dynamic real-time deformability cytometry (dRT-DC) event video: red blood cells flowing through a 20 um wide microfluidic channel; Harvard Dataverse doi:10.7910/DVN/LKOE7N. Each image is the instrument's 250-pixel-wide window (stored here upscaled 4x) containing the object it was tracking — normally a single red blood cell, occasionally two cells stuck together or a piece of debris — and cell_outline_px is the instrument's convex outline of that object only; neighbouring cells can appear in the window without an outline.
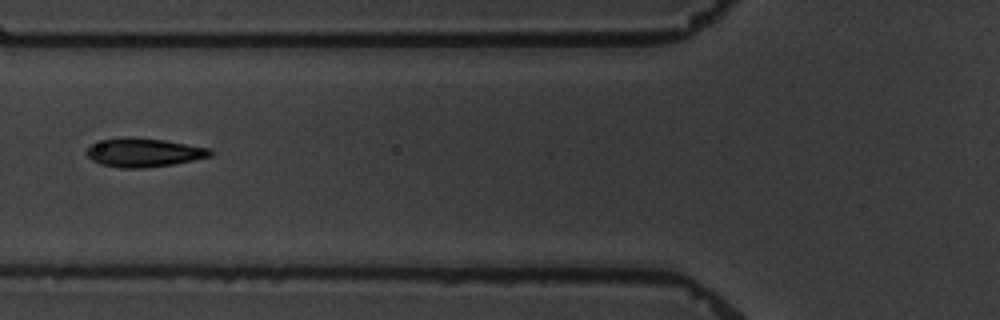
{"species": "common noctule bat (a hibernating species)", "species_latin": "Nyctalus noctula", "temperature_condition": "warm", "stored_images_in_passage": 7, "camera_frame_rate_fps": 3000, "um_per_image_px": 0.085, "animal": {"sex": "male", "body_mass_g": 19.5, "forearm_length_mm": 54.6}, "frame": {"image": 1, "passage_image": 6, "time_ms": 6.333, "image_size_px": [1000, 320], "cell_outline_px": [[212, 156], [172, 164], [144, 168], [120, 168], [100, 164], [92, 160], [84, 152], [92, 144], [104, 140], [128, 136], [132, 136], [164, 140], [212, 148]], "centroid_in_image_um": [12.22, 12.96], "position_along_channel_um": 113.6, "area_um2": 20.75}}
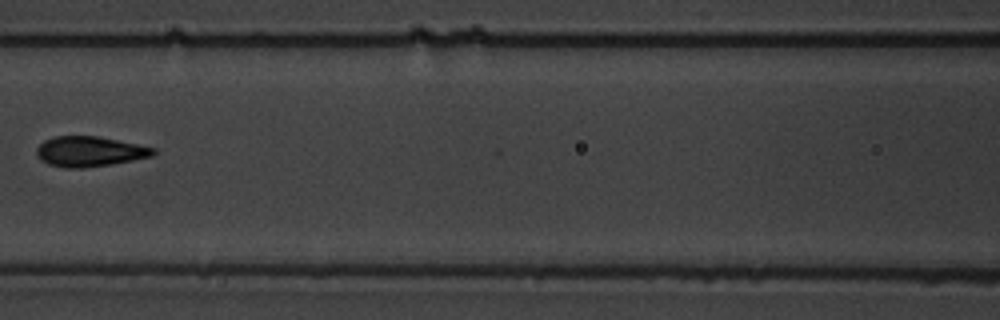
{"frame": {"image": 2, "passage_image": 7, "time_ms": 7.667, "image_size_px": [1000, 320], "cell_outline_px": [[156, 152], [152, 156], [112, 164], [80, 168], [68, 168], [48, 164], [40, 160], [36, 152], [36, 148], [44, 140], [56, 136], [96, 136], [156, 148]], "centroid_in_image_um": [7.59, 12.88], "position_along_channel_um": 159.0, "area_um2": 20.35}}